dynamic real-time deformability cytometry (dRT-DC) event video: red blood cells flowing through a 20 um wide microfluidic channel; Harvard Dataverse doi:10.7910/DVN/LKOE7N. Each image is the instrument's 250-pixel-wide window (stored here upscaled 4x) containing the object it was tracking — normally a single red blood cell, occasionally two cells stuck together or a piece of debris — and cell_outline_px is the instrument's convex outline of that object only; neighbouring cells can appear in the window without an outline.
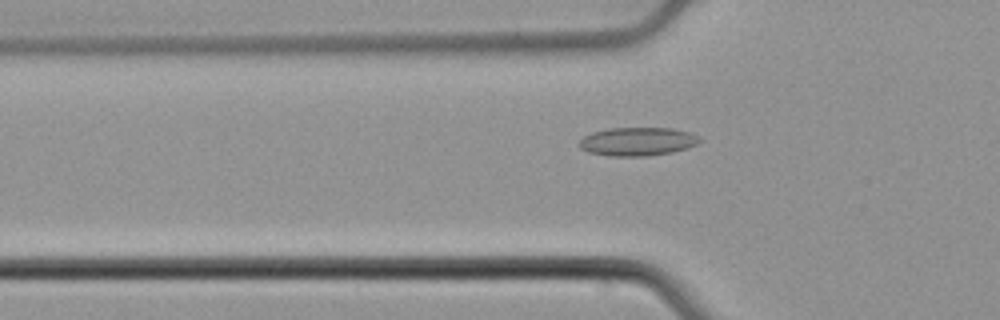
{"species": "common noctule bat (a hibernating species)", "species_latin": "Nyctalus noctula", "temperature_condition": "cold", "stored_images_in_passage": 37, "camera_frame_rate_fps": 3000, "um_per_image_px": 0.085, "animal": {"sex": "male", "body_mass_g": 21.5, "forearm_length_mm": 52.0}, "frame": {"image": 1, "passage_image": 9, "time_ms": 2.667, "image_size_px": [1000, 320], "cell_outline_px": [[700, 140], [696, 144], [688, 148], [672, 152], [648, 156], [608, 156], [588, 152], [580, 148], [580, 140], [584, 136], [592, 132], [608, 128], [672, 128], [692, 132], [700, 136]], "centroid_in_image_um": [54.21, 12.03], "position_along_channel_um": 71.6, "area_um2": 20.11}}
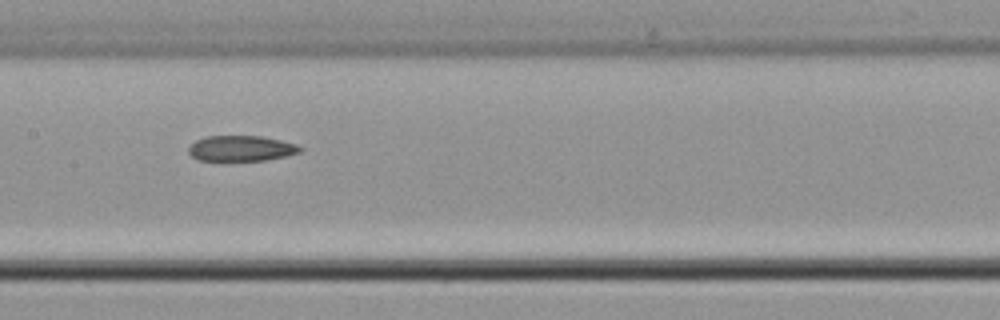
{"frame": {"image": 2, "passage_image": 18, "time_ms": 5.667, "image_size_px": [1000, 320], "cell_outline_px": [[304, 148], [300, 152], [284, 156], [264, 160], [196, 160], [188, 152], [188, 148], [196, 140], [204, 136], [264, 136], [296, 144]], "centroid_in_image_um": [20.49, 12.6], "position_along_channel_um": 186.9, "area_um2": 16.53}}
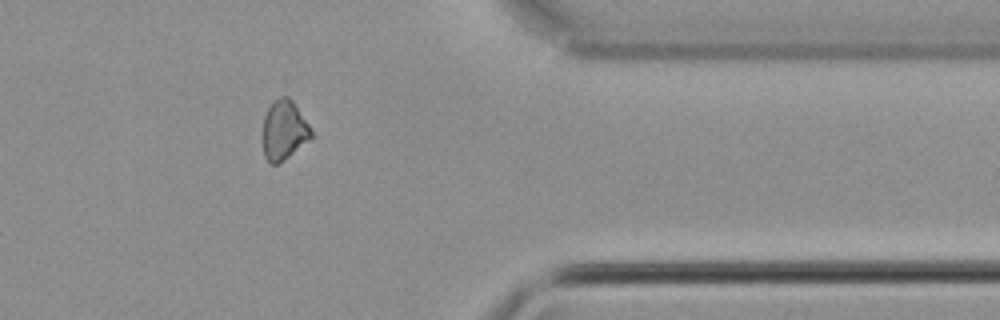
{"frame": {"image": 3, "passage_image": 35, "time_ms": 11.333, "image_size_px": [1000, 320], "cell_outline_px": [[312, 136], [308, 140], [288, 156], [276, 164], [272, 164], [264, 156], [264, 116], [272, 100], [280, 96], [288, 96], [292, 100], [308, 124], [312, 132]], "centroid_in_image_um": [24.13, 11.02], "position_along_channel_um": 387.3, "area_um2": 16.3}}